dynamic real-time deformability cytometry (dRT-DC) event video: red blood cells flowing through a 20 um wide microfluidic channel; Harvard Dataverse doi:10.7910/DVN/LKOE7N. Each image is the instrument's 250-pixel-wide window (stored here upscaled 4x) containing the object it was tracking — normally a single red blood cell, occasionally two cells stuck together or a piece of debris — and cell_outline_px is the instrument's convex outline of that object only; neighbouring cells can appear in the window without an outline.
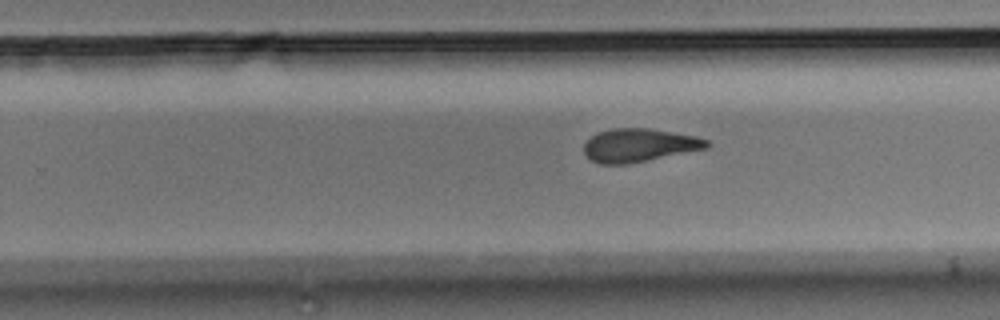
{"species": "Egyptian fruit bat (a non-hibernating species)", "species_latin": "Rousettus aegyptiacus", "temperature_condition": "room temperature", "stored_images_in_passage": 8, "segment_of_instrument_passage": [2, 2], "camera_frame_rate_fps": 3000, "um_per_image_px": 0.085, "animal": {"sex": "male"}, "frame": {"image": 1, "passage_image": 8, "time_ms": 2.333, "image_size_px": [1000, 320], "cell_outline_px": [[712, 144], [708, 148], [624, 164], [600, 164], [592, 160], [584, 152], [584, 144], [596, 132], [612, 128], [648, 128], [696, 136], [708, 140]], "centroid_in_image_um": [54.33, 12.33], "position_along_channel_um": 275.5, "area_um2": 23.58}}